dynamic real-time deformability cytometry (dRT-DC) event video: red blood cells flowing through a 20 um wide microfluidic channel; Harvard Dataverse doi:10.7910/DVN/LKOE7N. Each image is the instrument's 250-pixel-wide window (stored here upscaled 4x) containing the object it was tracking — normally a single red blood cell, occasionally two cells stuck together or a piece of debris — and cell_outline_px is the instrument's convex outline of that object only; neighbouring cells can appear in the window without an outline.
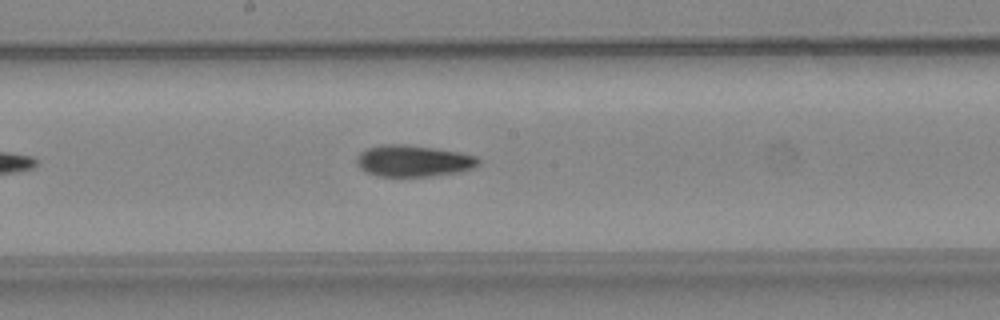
{"species": "common noctule bat (a hibernating species)", "species_latin": "Nyctalus noctula", "temperature_condition": "warm", "stored_images_in_passage": 29, "camera_frame_rate_fps": 3000, "um_per_image_px": 0.085, "animal": {"sex": "female", "body_mass_g": 24.6, "forearm_length_mm": 56.2}, "frame": {"image": 1, "passage_image": 16, "time_ms": 5.0, "image_size_px": [1000, 320], "cell_outline_px": [[480, 164], [476, 168], [460, 172], [432, 176], [376, 176], [360, 168], [356, 164], [356, 160], [360, 152], [368, 148], [384, 144], [404, 144], [460, 152], [476, 156], [480, 160]], "centroid_in_image_um": [35.17, 13.68], "position_along_channel_um": 213.0, "area_um2": 22.43}}
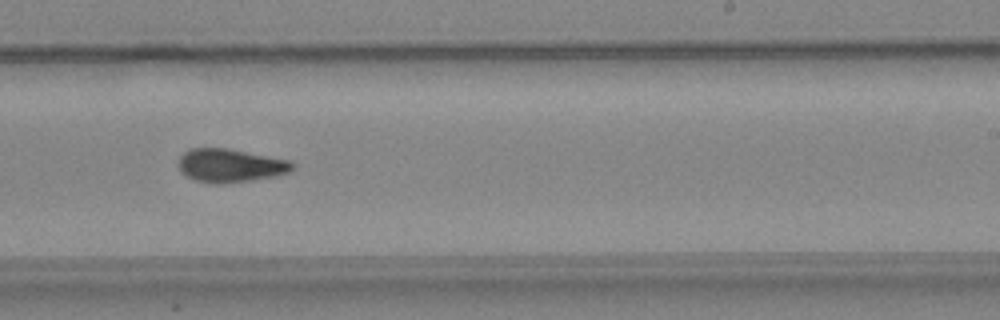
{"frame": {"image": 2, "passage_image": 20, "time_ms": 6.333, "image_size_px": [1000, 320], "cell_outline_px": [[296, 164], [288, 172], [276, 176], [252, 180], [220, 184], [216, 184], [196, 180], [180, 172], [176, 164], [180, 156], [184, 152], [192, 148], [228, 148], [292, 160]], "centroid_in_image_um": [19.58, 14.06], "position_along_channel_um": 269.4, "area_um2": 22.43}, "authors_computed_cell_mechanics": {"area_um2": 21.8484, "velocity_mm_per_s": 4.2433, "shape_relaxation_time_tau1_ms": 9.9043, "shape_relaxation_time_tau2_ms": 5.4757, "deformation_change_tau1": 0.2622, "deformation_change_tau2": 0.1245}}